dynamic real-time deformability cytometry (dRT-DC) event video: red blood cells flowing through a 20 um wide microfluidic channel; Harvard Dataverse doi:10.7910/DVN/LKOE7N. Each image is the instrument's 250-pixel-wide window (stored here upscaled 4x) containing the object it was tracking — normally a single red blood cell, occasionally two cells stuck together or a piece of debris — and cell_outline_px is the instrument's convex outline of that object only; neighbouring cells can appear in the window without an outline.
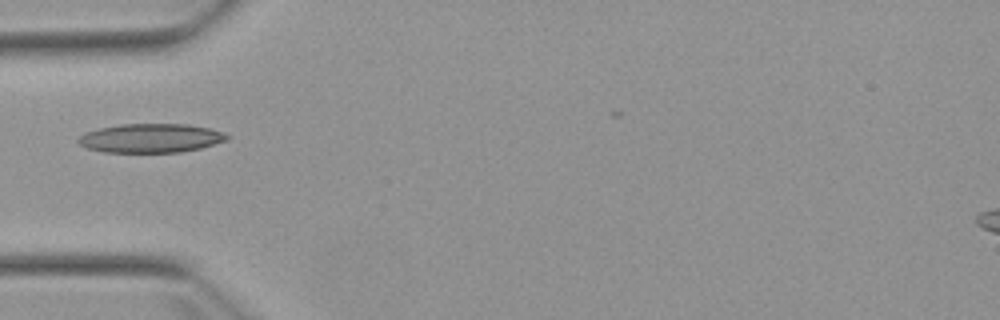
{"species": "Egyptian fruit bat (a non-hibernating species)", "species_latin": "Rousettus aegyptiacus", "temperature_condition": "warm", "stored_images_in_passage": 3, "camera_frame_rate_fps": 3000, "um_per_image_px": 0.085, "animal": {"sex": "female"}, "frame": {"image": 1, "passage_image": 3, "time_ms": 2.333, "image_size_px": [1000, 320], "cell_outline_px": [[232, 136], [228, 140], [200, 148], [180, 152], [104, 152], [88, 148], [80, 144], [76, 140], [84, 132], [100, 128], [120, 124], [188, 124], [208, 128], [224, 132]], "centroid_in_image_um": [12.84, 11.74], "position_along_channel_um": 72.2, "area_um2": 25.14}}